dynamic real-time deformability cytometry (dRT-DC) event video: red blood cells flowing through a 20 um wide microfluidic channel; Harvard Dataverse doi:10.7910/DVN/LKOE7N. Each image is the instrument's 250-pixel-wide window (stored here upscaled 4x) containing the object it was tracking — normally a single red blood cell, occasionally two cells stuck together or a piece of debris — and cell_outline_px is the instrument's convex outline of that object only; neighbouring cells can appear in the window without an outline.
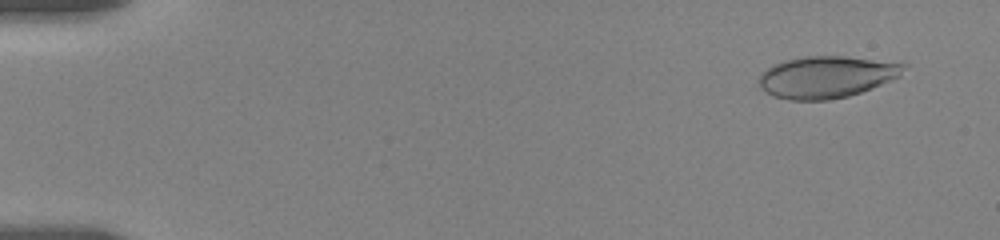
{"species": "human", "species_latin": "Homo sapiens", "temperature_condition": "room temperature", "stored_images_in_passage": 23, "camera_frame_rate_fps": 3000, "um_per_image_px": 0.085, "donor": {"sex": "female"}, "frame": {"image": 1, "passage_image": 4, "time_ms": 1.0, "image_size_px": [1000, 240], "cell_outline_px": [[908, 64], [900, 76], [872, 88], [848, 96], [828, 100], [788, 100], [772, 96], [760, 88], [760, 76], [772, 64], [784, 60], [808, 56], [848, 56], [904, 60]], "centroid_in_image_um": [70.36, 6.51], "position_along_channel_um": 14.6, "area_um2": 36.01}}
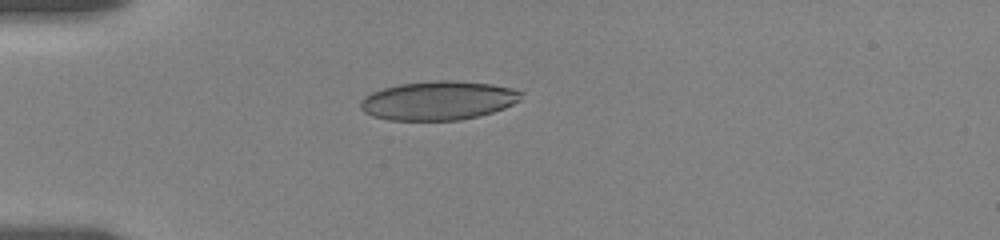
{"frame": {"image": 2, "passage_image": 16, "time_ms": 5.0, "image_size_px": [1000, 240], "cell_outline_px": [[524, 92], [520, 100], [504, 108], [492, 112], [460, 120], [388, 120], [372, 116], [364, 112], [360, 108], [360, 100], [364, 96], [372, 92], [384, 88], [400, 84], [436, 80], [452, 80], [492, 84], [512, 88]], "centroid_in_image_um": [37.24, 8.54], "position_along_channel_um": 47.8, "area_um2": 36.47}}
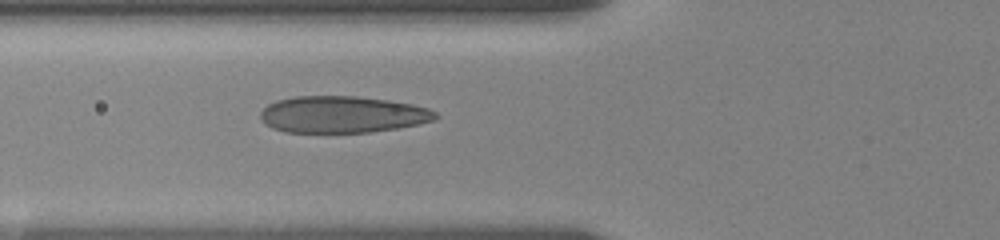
{"frame": {"image": 3, "passage_image": 23, "time_ms": 7.0, "image_size_px": [1000, 240], "cell_outline_px": [[440, 116], [436, 120], [420, 124], [396, 128], [368, 132], [284, 132], [272, 128], [264, 124], [260, 116], [260, 112], [268, 104], [276, 100], [296, 96], [356, 96], [388, 100], [412, 104], [428, 108], [436, 112]], "centroid_in_image_um": [29.11, 9.73], "position_along_channel_um": 96.7, "area_um2": 37.63}}